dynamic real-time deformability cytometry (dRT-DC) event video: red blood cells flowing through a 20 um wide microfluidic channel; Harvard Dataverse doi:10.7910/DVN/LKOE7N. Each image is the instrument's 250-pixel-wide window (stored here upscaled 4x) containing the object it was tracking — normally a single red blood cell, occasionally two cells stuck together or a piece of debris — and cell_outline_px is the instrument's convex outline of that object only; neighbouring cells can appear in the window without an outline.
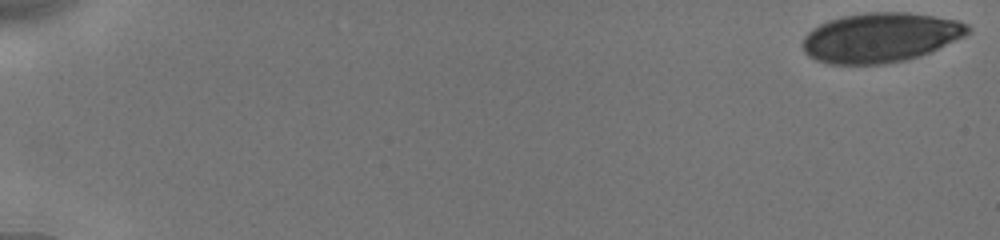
{"species": "human", "species_latin": "Homo sapiens", "temperature_condition": "cold", "stored_images_in_passage": 11, "camera_frame_rate_fps": 3000, "um_per_image_px": 0.085, "donor": {"sex": "male"}, "frame": {"image": 1, "passage_image": 1, "time_ms": 0.0, "image_size_px": [1000, 240], "cell_outline_px": [[972, 32], [932, 52], [904, 60], [884, 64], [828, 64], [816, 60], [808, 56], [804, 52], [800, 44], [804, 36], [812, 28], [828, 20], [844, 16], [864, 12], [908, 12], [956, 20], [968, 24], [972, 28]], "centroid_in_image_um": [74.82, 3.19], "position_along_channel_um": 10.2, "area_um2": 48.09}}
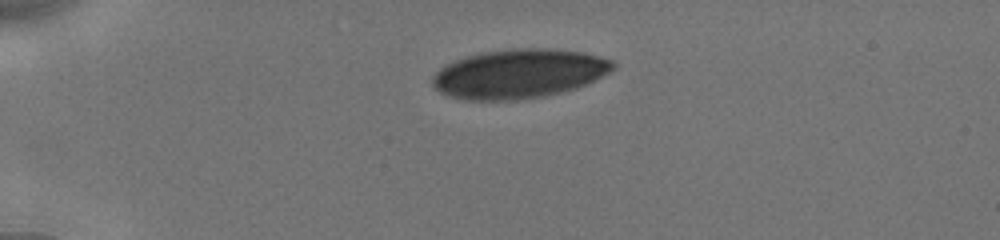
{"frame": {"image": 2, "passage_image": 7, "time_ms": 4.333, "image_size_px": [1000, 240], "cell_outline_px": [[616, 68], [612, 72], [588, 84], [576, 88], [544, 96], [516, 100], [464, 100], [448, 96], [440, 92], [432, 84], [432, 76], [440, 68], [456, 60], [480, 52], [512, 48], [548, 48], [584, 52], [616, 60]], "centroid_in_image_um": [44.18, 6.26], "position_along_channel_um": 40.8, "area_um2": 52.25}}
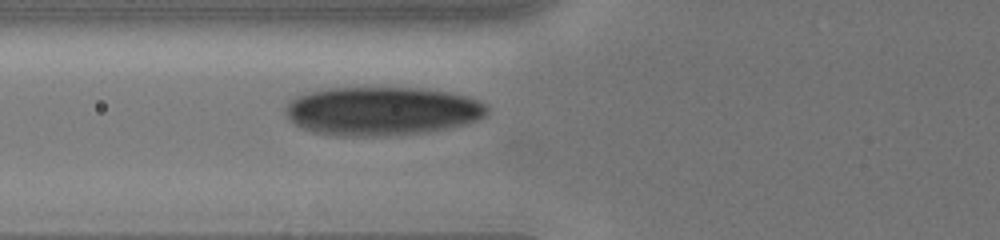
{"frame": {"image": 3, "passage_image": 11, "time_ms": 7.0, "image_size_px": [1000, 240], "cell_outline_px": [[488, 112], [484, 116], [476, 120], [464, 124], [444, 128], [420, 132], [372, 136], [344, 136], [312, 132], [300, 128], [284, 112], [284, 108], [288, 100], [296, 96], [308, 92], [328, 88], [420, 88], [448, 92], [468, 96], [488, 104]], "centroid_in_image_um": [32.43, 9.42], "position_along_channel_um": 93.4, "area_um2": 56.99}}